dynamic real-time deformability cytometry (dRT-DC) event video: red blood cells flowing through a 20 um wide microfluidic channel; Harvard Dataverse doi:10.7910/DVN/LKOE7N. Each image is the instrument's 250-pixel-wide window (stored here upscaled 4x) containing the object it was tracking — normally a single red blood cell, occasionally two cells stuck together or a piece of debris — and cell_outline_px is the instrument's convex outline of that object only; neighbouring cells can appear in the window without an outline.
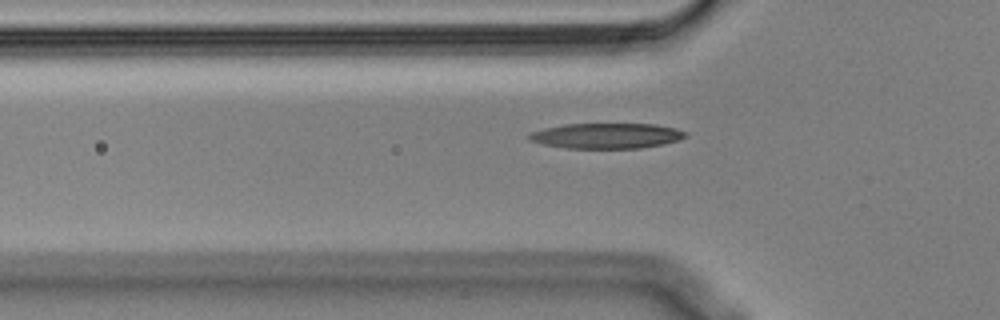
{"species": "Egyptian fruit bat (a non-hibernating species)", "species_latin": "Rousettus aegyptiacus", "temperature_condition": "cold", "stored_images_in_passage": 40, "camera_frame_rate_fps": 3000, "um_per_image_px": 0.085, "animal": {"sex": "male"}, "frame": {"image": 1, "passage_image": 8, "time_ms": 2.333, "image_size_px": [1000, 320], "cell_outline_px": [[688, 136], [664, 144], [640, 148], [568, 148], [544, 144], [528, 140], [528, 136], [532, 132], [544, 128], [564, 124], [656, 124], [676, 128], [688, 132]], "centroid_in_image_um": [51.59, 11.54], "position_along_channel_um": 74.2, "area_um2": 23.06}}
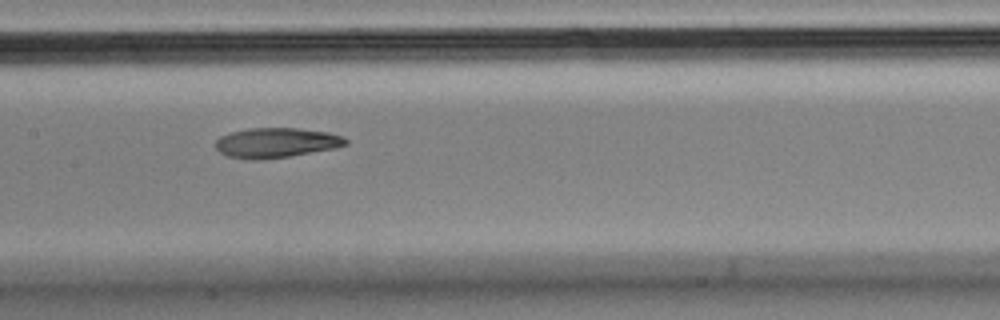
{"frame": {"image": 2, "passage_image": 17, "time_ms": 5.333, "image_size_px": [1000, 320], "cell_outline_px": [[348, 144], [336, 148], [264, 160], [248, 160], [228, 156], [220, 152], [216, 148], [216, 140], [220, 136], [232, 132], [248, 128], [296, 128], [328, 132], [344, 136], [348, 140]], "centroid_in_image_um": [23.49, 12.14], "position_along_channel_um": 183.9, "area_um2": 22.77}}
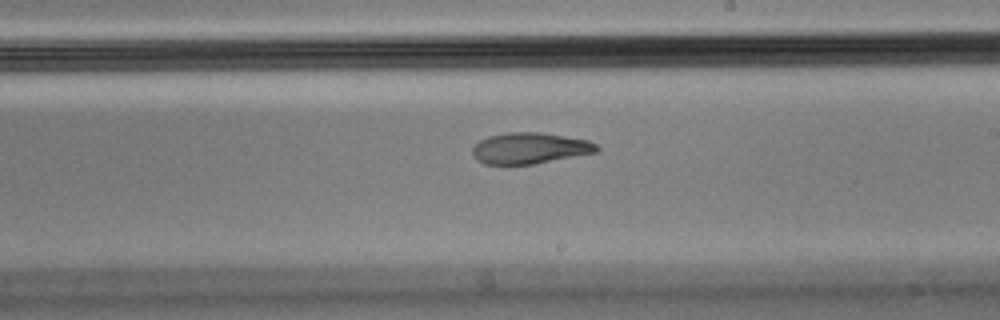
{"frame": {"image": 3, "passage_image": 22, "time_ms": 7.0, "image_size_px": [1000, 320], "cell_outline_px": [[600, 148], [596, 152], [532, 164], [484, 164], [476, 160], [472, 152], [472, 148], [480, 140], [488, 136], [508, 132], [540, 132], [588, 140], [596, 144]], "centroid_in_image_um": [45.0, 12.59], "position_along_channel_um": 244.0, "area_um2": 22.37}, "authors_computed_cell_mechanics": {"area_um2": 23.409, "velocity_mm_per_s": 3.6176, "shape_relaxation_time_tau1_ms": null, "shape_relaxation_time_tau2_ms": 6.7727, "deformation_change_tau1": null, "deformation_change_tau2": 0.1496}}